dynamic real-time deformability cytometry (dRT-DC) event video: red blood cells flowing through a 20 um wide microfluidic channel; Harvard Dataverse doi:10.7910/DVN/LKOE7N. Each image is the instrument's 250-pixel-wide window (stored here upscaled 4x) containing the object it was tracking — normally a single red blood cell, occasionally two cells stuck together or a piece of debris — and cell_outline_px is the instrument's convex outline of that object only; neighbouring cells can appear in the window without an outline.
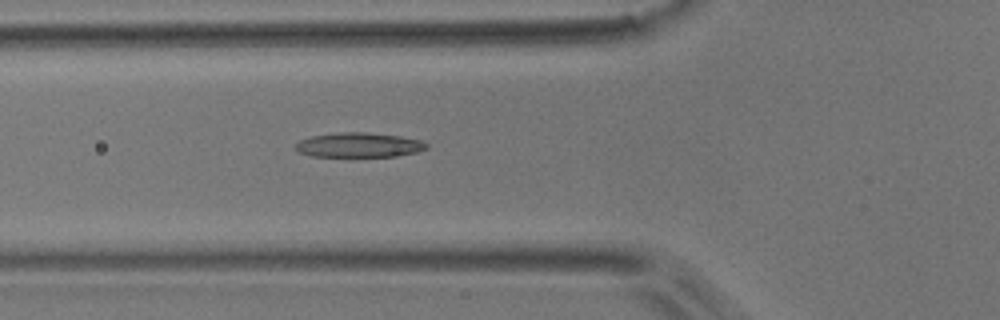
{"species": "common noctule bat (a hibernating species)", "species_latin": "Nyctalus noctula", "temperature_condition": "room temperature", "stored_images_in_passage": 2, "camera_frame_rate_fps": 3000, "um_per_image_px": 0.085, "animal": {"sex": "male", "body_mass_g": 17.9}, "frame": {"image": 1, "passage_image": 2, "time_ms": 0.333, "image_size_px": [1000, 320], "cell_outline_px": [[428, 148], [416, 152], [396, 156], [312, 156], [296, 152], [296, 144], [300, 140], [312, 136], [340, 132], [368, 132], [400, 136], [420, 140], [428, 144]], "centroid_in_image_um": [30.51, 12.32], "position_along_channel_um": 95.3, "area_um2": 18.73}}